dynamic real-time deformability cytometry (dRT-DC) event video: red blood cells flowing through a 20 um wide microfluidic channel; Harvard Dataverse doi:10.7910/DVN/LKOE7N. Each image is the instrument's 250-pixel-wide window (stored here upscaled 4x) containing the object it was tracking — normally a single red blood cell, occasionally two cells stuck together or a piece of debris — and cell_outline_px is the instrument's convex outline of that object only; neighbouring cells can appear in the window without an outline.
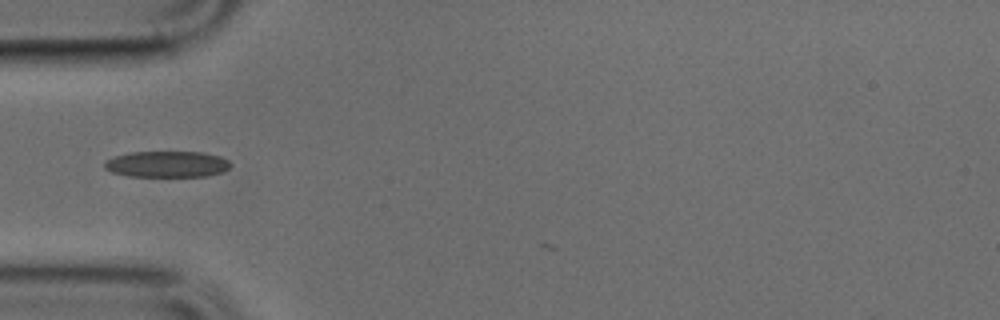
{"species": "common noctule bat (a hibernating species)", "species_latin": "Nyctalus noctula", "temperature_condition": "cold", "stored_images_in_passage": 3, "camera_frame_rate_fps": 3000, "um_per_image_px": 0.085, "animal": {"sex": "male", "body_mass_g": 17.9, "forearm_length_mm": 54.2}, "frame": {"image": 1, "passage_image": 1, "time_ms": 0.0, "image_size_px": [1000, 320], "cell_outline_px": [[232, 164], [224, 172], [208, 176], [128, 176], [112, 172], [104, 168], [104, 160], [112, 156], [128, 152], [204, 152], [220, 156], [228, 160]], "centroid_in_image_um": [14.18, 13.95], "position_along_channel_um": 70.8, "area_um2": 19.48}}